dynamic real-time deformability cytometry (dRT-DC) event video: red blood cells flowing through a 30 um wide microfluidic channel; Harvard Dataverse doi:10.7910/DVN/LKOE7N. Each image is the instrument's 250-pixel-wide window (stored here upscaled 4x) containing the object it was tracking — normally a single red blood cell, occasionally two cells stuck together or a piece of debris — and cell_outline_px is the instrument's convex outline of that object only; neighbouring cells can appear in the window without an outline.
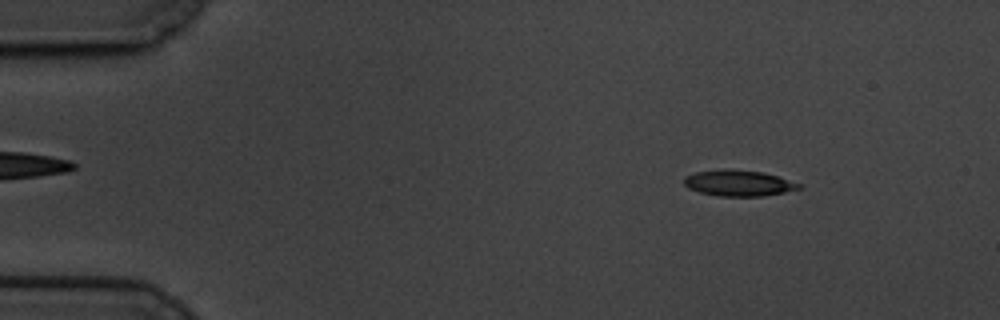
{"species": "common noctule bat (a hibernating species)", "species_latin": "Nyctalus noctula", "temperature_condition": "cold", "stored_images_in_passage": 14, "camera_frame_rate_fps": 3000, "um_per_image_px": 0.085, "animal": {"sex": "male", "body_mass_g": 19.5, "forearm_length_mm": 54.6}, "frame": {"image": 1, "passage_image": 8, "time_ms": 2.333, "image_size_px": [1000, 320], "cell_outline_px": [[804, 184], [800, 188], [784, 192], [764, 196], [716, 196], [700, 192], [688, 188], [684, 184], [684, 176], [696, 172], [760, 172], [776, 176]], "centroid_in_image_um": [62.81, 15.62], "position_along_channel_um": 22.2, "area_um2": 16.47}}